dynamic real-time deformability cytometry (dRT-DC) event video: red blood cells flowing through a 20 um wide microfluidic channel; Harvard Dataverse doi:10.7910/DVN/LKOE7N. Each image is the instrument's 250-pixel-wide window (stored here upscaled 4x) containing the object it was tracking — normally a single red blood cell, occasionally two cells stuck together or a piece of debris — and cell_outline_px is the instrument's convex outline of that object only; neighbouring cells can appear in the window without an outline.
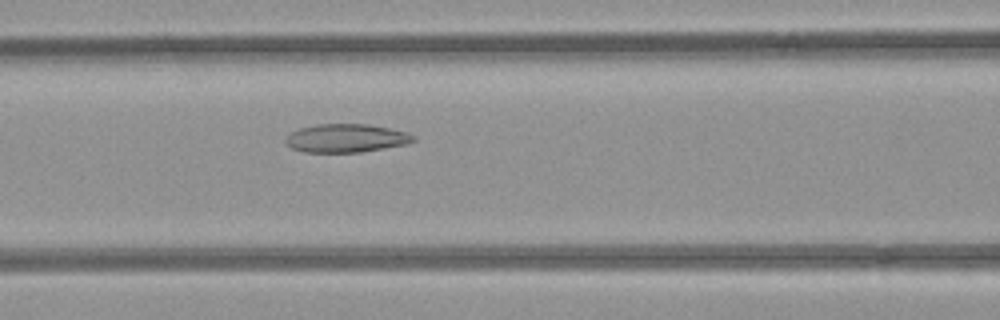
{"species": "common noctule bat (a hibernating species)", "species_latin": "Nyctalus noctula", "temperature_condition": "room temperature", "stored_images_in_passage": 35, "camera_frame_rate_fps": 3000, "um_per_image_px": 0.085, "animal": {"sex": "female", "body_mass_g": 21.9}, "frame": {"image": 1, "passage_image": 7, "time_ms": 2.0, "image_size_px": [1000, 320], "cell_outline_px": [[416, 140], [408, 144], [360, 152], [304, 152], [292, 148], [284, 140], [292, 132], [300, 128], [316, 124], [368, 124], [408, 132], [416, 136]], "centroid_in_image_um": [29.46, 11.74], "position_along_channel_um": 137.1, "area_um2": 21.1}}
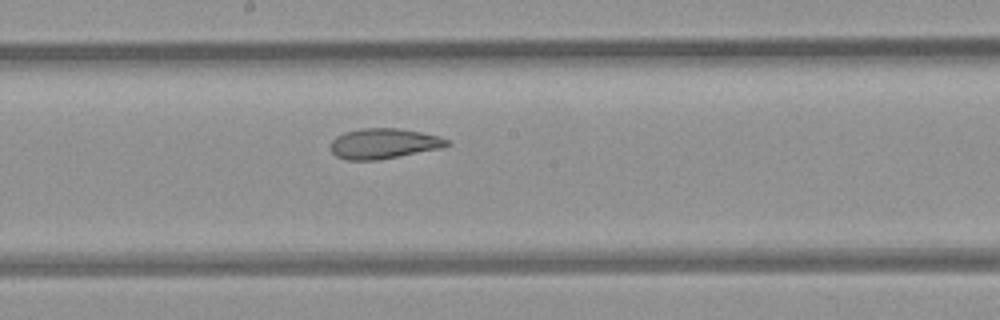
{"frame": {"image": 2, "passage_image": 13, "time_ms": 4.0, "image_size_px": [1000, 320], "cell_outline_px": [[452, 144], [444, 148], [380, 160], [348, 160], [336, 156], [328, 148], [332, 140], [336, 136], [344, 132], [360, 128], [400, 128], [440, 136], [448, 140]], "centroid_in_image_um": [32.63, 12.21], "position_along_channel_um": 215.6, "area_um2": 20.98}}
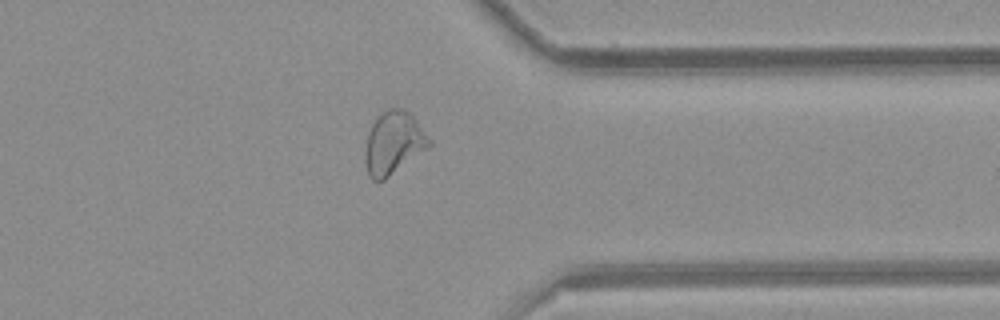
{"frame": {"image": 3, "passage_image": 26, "time_ms": 8.333, "image_size_px": [1000, 320], "cell_outline_px": [[432, 144], [428, 148], [384, 180], [372, 180], [368, 176], [364, 160], [364, 148], [368, 132], [376, 116], [388, 108], [404, 108], [416, 120], [432, 140]], "centroid_in_image_um": [33.43, 12.15], "position_along_channel_um": 378.0, "area_um2": 23.64}, "authors_computed_cell_mechanics": {"area_um2": 21.4438, "velocity_mm_per_s": 3.9154, "shape_relaxation_time_tau1_ms": null, "shape_relaxation_time_tau2_ms": 2.2165, "deformation_change_tau1": null, "deformation_change_tau2": 0.0777}}